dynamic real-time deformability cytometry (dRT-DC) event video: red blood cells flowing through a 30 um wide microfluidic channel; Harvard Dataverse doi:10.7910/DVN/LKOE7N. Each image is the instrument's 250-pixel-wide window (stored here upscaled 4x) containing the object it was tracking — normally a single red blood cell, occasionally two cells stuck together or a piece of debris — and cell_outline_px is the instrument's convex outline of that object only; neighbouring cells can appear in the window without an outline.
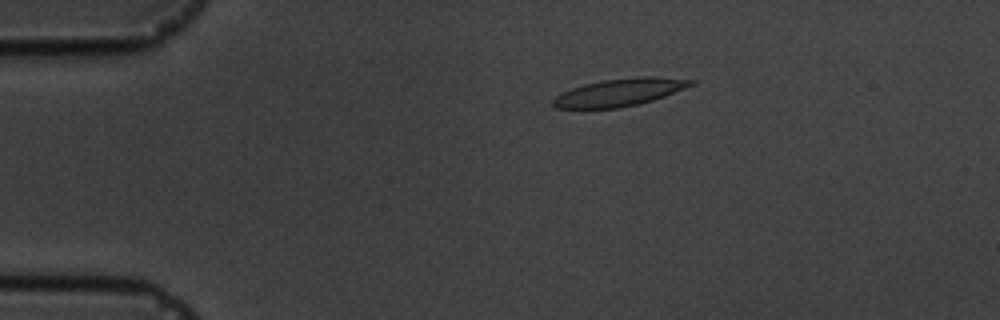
{"species": "common noctule bat (a hibernating species)", "species_latin": "Nyctalus noctula", "temperature_condition": "cold", "stored_images_in_passage": 14, "camera_frame_rate_fps": 3000, "um_per_image_px": 0.085, "animal": {"sex": "male", "body_mass_g": 19.5, "forearm_length_mm": 54.6}, "frame": {"image": 1, "passage_image": 2, "time_ms": 1.0, "image_size_px": [1000, 320], "cell_outline_px": [[696, 84], [664, 96], [640, 104], [620, 108], [556, 108], [552, 104], [552, 100], [560, 92], [584, 84], [604, 80], [640, 76], [652, 76], [696, 80]], "centroid_in_image_um": [52.67, 7.84], "position_along_channel_um": 32.3, "area_um2": 22.14}}
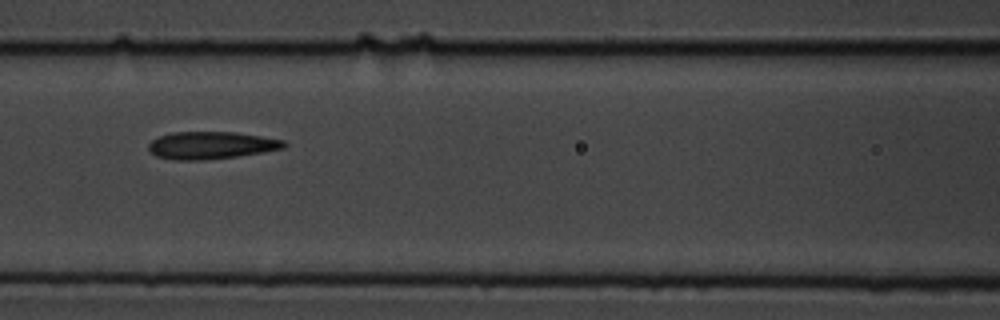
{"frame": {"image": 2, "passage_image": 6, "time_ms": 5.667, "image_size_px": [1000, 320], "cell_outline_px": [[288, 144], [284, 148], [264, 152], [236, 156], [204, 160], [176, 160], [156, 156], [148, 148], [148, 144], [152, 140], [160, 136], [176, 132], [236, 132], [284, 140]], "centroid_in_image_um": [17.97, 12.35], "position_along_channel_um": 148.6, "area_um2": 21.5}}
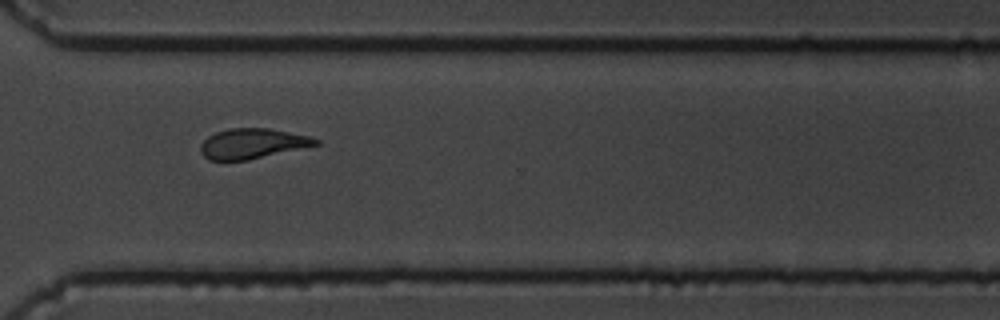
{"frame": {"image": 3, "passage_image": 11, "time_ms": 11.333, "image_size_px": [1000, 320], "cell_outline_px": [[320, 144], [248, 160], [208, 160], [200, 152], [200, 144], [208, 136], [216, 132], [228, 128], [268, 128], [308, 136], [320, 140]], "centroid_in_image_um": [21.42, 12.2], "position_along_channel_um": 349.2, "area_um2": 20.11}, "authors_computed_cell_mechanics": {"area_um2": 21.4149, "velocity_mm_per_s": 3.5502, "shape_relaxation_time_tau1_ms": 7.3282, "shape_relaxation_time_tau2_ms": 2.5038, "deformation_change_tau1": 0.1473, "deformation_change_tau2": 0.0685}}